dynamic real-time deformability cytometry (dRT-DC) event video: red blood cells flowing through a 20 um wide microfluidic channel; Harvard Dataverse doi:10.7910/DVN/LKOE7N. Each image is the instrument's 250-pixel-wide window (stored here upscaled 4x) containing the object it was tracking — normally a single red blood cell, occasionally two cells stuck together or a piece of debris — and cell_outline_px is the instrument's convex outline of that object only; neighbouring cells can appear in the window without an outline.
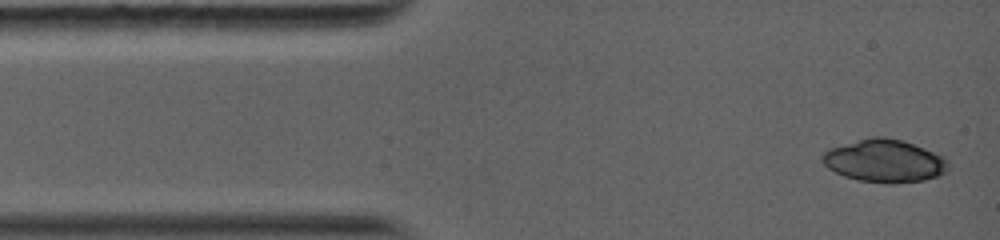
{"species": "common noctule bat (a hibernating species)", "species_latin": "Nyctalus noctula", "temperature_condition": "warm", "stored_images_in_passage": 5, "camera_frame_rate_fps": 5000, "um_per_image_px": 0.085, "animal": {"sex": "female", "body_mass_g": 19.0, "forearm_length_mm": 56.7}, "frame": {"image": 1, "passage_image": 1, "time_ms": 0.0, "image_size_px": [1000, 240], "cell_outline_px": [[948, 172], [924, 180], [892, 184], [888, 184], [860, 180], [844, 176], [828, 168], [820, 160], [820, 156], [828, 148], [872, 136], [880, 136], [904, 140], [944, 156], [948, 160]], "centroid_in_image_um": [75.18, 13.67], "position_along_channel_um": 9.8, "area_um2": 31.62}}